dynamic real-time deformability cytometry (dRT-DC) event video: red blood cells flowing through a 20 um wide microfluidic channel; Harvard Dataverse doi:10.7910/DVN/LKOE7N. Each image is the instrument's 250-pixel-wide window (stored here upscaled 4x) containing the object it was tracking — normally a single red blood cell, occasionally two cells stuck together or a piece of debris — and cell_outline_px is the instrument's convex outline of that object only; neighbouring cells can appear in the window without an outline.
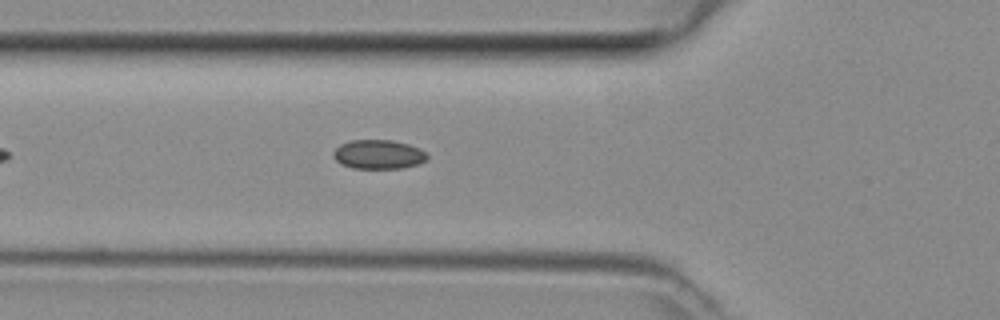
{"species": "common noctule bat (a hibernating species)", "species_latin": "Nyctalus noctula", "temperature_condition": "room temperature", "stored_images_in_passage": 10, "camera_frame_rate_fps": 3000, "um_per_image_px": 0.085, "animal": {"sex": "female", "body_mass_g": 29.2, "forearm_length_mm": 56.3}, "frame": {"image": 1, "passage_image": 7, "time_ms": 2.0, "image_size_px": [1000, 320], "cell_outline_px": [[428, 160], [420, 164], [400, 168], [352, 168], [340, 164], [332, 156], [332, 152], [340, 144], [348, 140], [392, 140], [408, 144], [424, 152], [428, 156]], "centroid_in_image_um": [32.13, 13.12], "position_along_channel_um": 93.7, "area_um2": 16.01}}